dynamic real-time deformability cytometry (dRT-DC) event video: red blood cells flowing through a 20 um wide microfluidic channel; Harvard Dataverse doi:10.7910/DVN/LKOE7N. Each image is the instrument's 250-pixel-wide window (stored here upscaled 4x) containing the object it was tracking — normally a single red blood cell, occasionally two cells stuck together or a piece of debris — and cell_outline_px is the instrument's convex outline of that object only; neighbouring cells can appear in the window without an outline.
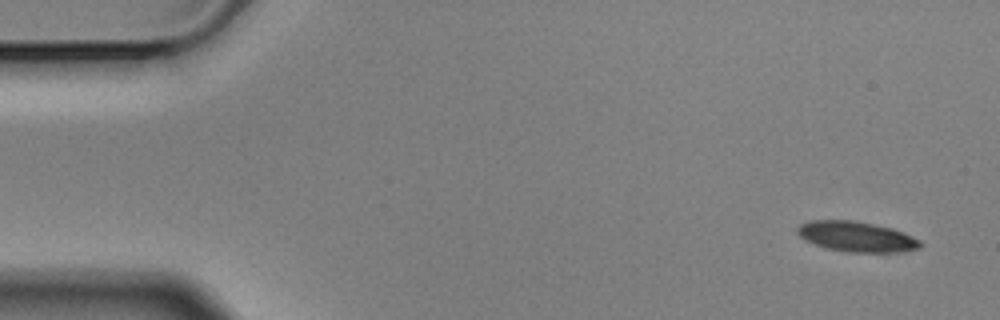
{"species": "Egyptian fruit bat (a non-hibernating species)", "species_latin": "Rousettus aegyptiacus", "temperature_condition": "cold", "stored_images_in_passage": 6, "camera_frame_rate_fps": 3000, "um_per_image_px": 0.085, "animal": {"sex": "male"}, "frame": {"image": 1, "passage_image": 1, "time_ms": 0.0, "image_size_px": [1000, 320], "cell_outline_px": [[924, 244], [920, 248], [896, 252], [848, 252], [824, 248], [804, 240], [796, 232], [796, 228], [800, 224], [812, 220], [852, 220], [892, 228], [920, 240]], "centroid_in_image_um": [72.77, 20.12], "position_along_channel_um": 12.2, "area_um2": 21.68}}
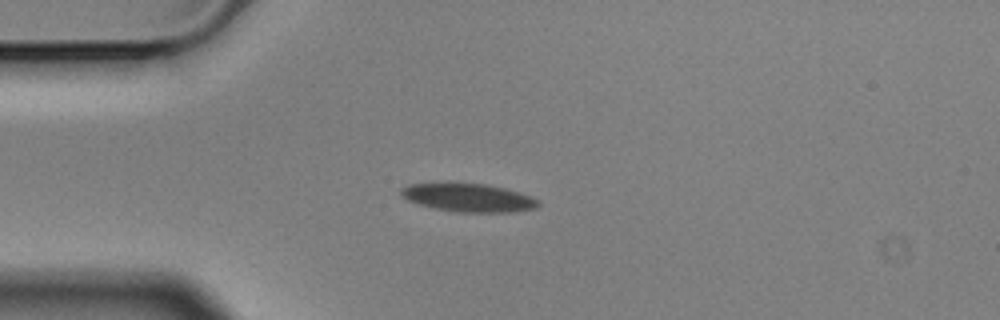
{"frame": {"image": 2, "passage_image": 4, "time_ms": 1.0, "image_size_px": [1000, 320], "cell_outline_px": [[540, 204], [536, 208], [512, 212], [456, 212], [436, 208], [420, 204], [408, 200], [400, 192], [400, 188], [408, 184], [452, 180], [484, 184], [504, 188], [528, 196], [536, 200]], "centroid_in_image_um": [39.73, 16.75], "position_along_channel_um": 45.3, "area_um2": 23.0}}
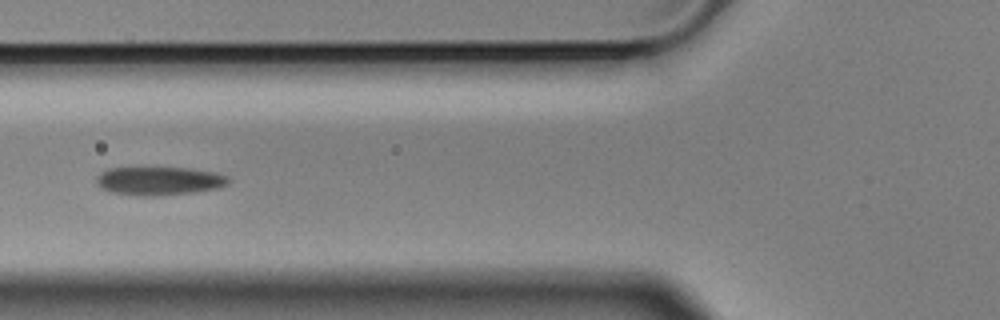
{"frame": {"image": 3, "passage_image": 6, "time_ms": 1.667, "image_size_px": [1000, 320], "cell_outline_px": [[232, 180], [228, 184], [220, 188], [192, 192], [156, 196], [140, 196], [112, 192], [96, 184], [96, 176], [100, 172], [108, 168], [188, 168], [212, 172], [228, 176]], "centroid_in_image_um": [13.54, 15.38], "position_along_channel_um": 112.3, "area_um2": 21.85}}